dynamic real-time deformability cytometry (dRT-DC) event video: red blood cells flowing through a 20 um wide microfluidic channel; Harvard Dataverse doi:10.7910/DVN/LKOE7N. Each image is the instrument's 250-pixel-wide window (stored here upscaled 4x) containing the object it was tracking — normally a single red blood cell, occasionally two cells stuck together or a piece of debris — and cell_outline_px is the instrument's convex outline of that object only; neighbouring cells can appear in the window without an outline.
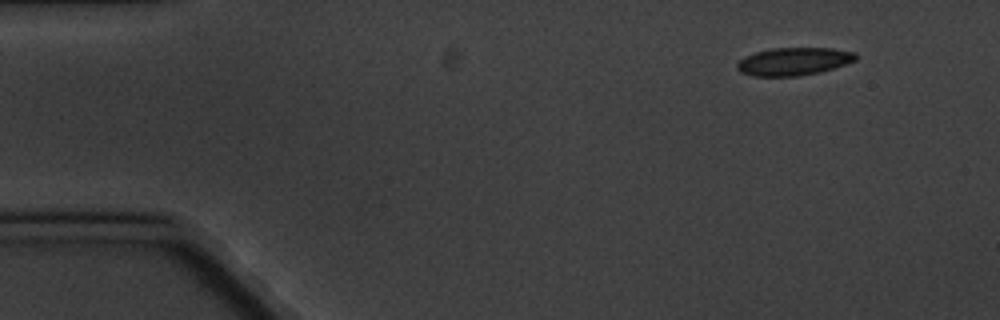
{"species": "common noctule bat (a hibernating species)", "species_latin": "Nyctalus noctula", "temperature_condition": "cold", "stored_images_in_passage": 4, "camera_frame_rate_fps": 3000, "um_per_image_px": 0.085, "animal": {"sex": "male", "body_mass_g": 20.1, "forearm_length_mm": 53.5}, "frame": {"image": 1, "passage_image": 1, "time_ms": 0.0, "image_size_px": [1000, 320], "cell_outline_px": [[856, 60], [820, 72], [800, 76], [752, 76], [740, 72], [736, 68], [736, 64], [744, 56], [756, 52], [772, 48], [832, 48], [856, 52]], "centroid_in_image_um": [67.43, 5.22], "position_along_channel_um": 17.6, "area_um2": 19.25}}
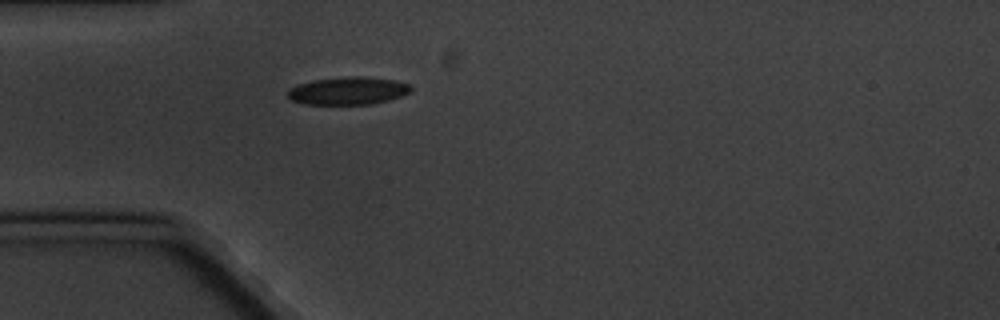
{"frame": {"image": 2, "passage_image": 4, "time_ms": 3.667, "image_size_px": [1000, 320], "cell_outline_px": [[412, 92], [388, 100], [372, 104], [304, 104], [292, 100], [288, 96], [288, 88], [296, 84], [312, 80], [344, 76], [368, 76], [396, 80], [408, 84], [412, 88]], "centroid_in_image_um": [29.58, 7.7], "position_along_channel_um": 55.4, "area_um2": 20.17}}